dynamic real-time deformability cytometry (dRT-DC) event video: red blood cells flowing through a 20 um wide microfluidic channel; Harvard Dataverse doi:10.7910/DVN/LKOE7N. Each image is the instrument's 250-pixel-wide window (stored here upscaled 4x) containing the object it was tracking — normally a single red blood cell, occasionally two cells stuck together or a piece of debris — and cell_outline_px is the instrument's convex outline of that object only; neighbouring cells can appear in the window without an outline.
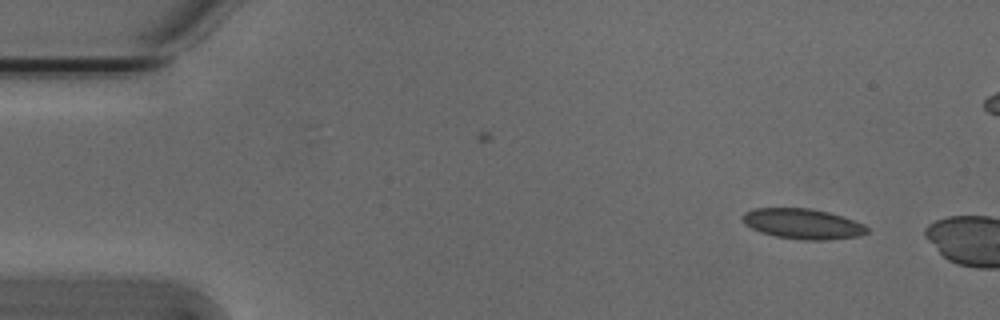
{"species": "Egyptian fruit bat (a non-hibernating species)", "species_latin": "Rousettus aegyptiacus", "temperature_condition": "cold", "stored_images_in_passage": 4, "camera_frame_rate_fps": 3000, "um_per_image_px": 0.085, "animal": {"sex": "male"}, "frame": {"image": 1, "passage_image": 1, "time_ms": 0.0, "image_size_px": [1000, 320], "cell_outline_px": [[868, 232], [860, 236], [828, 240], [804, 240], [776, 236], [760, 232], [744, 224], [740, 216], [744, 212], [756, 208], [808, 208], [828, 212], [864, 224], [868, 228]], "centroid_in_image_um": [68.2, 19.03], "position_along_channel_um": 16.8, "area_um2": 21.96}}